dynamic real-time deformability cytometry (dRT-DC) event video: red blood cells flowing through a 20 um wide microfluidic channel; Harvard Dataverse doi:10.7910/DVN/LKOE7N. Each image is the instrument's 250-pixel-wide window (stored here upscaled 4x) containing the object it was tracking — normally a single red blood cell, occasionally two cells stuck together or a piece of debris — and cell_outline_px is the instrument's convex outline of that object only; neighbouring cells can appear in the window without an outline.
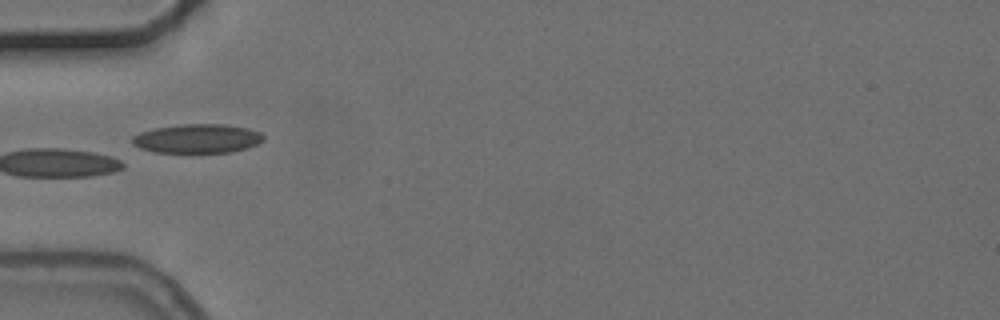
{"species": "common noctule bat (a hibernating species)", "species_latin": "Nyctalus noctula", "temperature_condition": "cold", "stored_images_in_passage": 8, "camera_frame_rate_fps": 3000, "um_per_image_px": 0.085, "animal": {"sex": "female", "body_mass_g": 24.6, "forearm_length_mm": 56.2}, "frame": {"image": 1, "passage_image": 4, "time_ms": 4.667, "image_size_px": [1000, 320], "cell_outline_px": [[264, 140], [260, 144], [248, 148], [232, 152], [192, 156], [188, 156], [152, 152], [140, 148], [132, 144], [132, 136], [140, 132], [156, 128], [180, 124], [224, 124], [248, 128], [260, 132], [264, 136]], "centroid_in_image_um": [16.78, 11.84], "position_along_channel_um": 68.2, "area_um2": 23.58}}
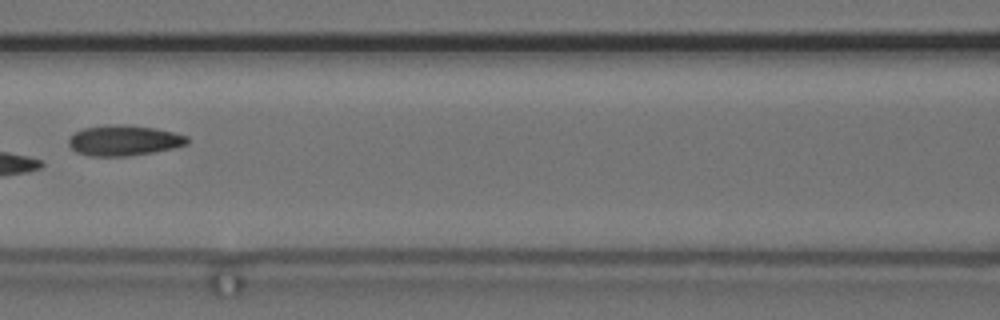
{"frame": {"image": 2, "passage_image": 6, "time_ms": 7.0, "image_size_px": [1000, 320], "cell_outline_px": [[188, 144], [172, 148], [152, 152], [128, 156], [88, 156], [76, 152], [68, 144], [68, 140], [76, 132], [84, 128], [104, 124], [120, 124], [156, 128], [188, 136]], "centroid_in_image_um": [10.52, 11.93], "position_along_channel_um": 156.1, "area_um2": 21.04}}
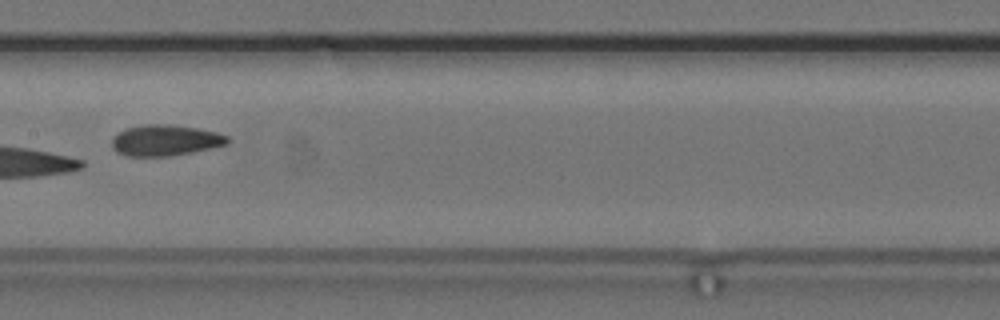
{"frame": {"image": 3, "passage_image": 7, "time_ms": 8.0, "image_size_px": [1000, 320], "cell_outline_px": [[228, 144], [192, 152], [168, 156], [128, 156], [116, 152], [112, 148], [112, 136], [124, 128], [144, 124], [164, 124], [196, 128], [216, 132], [228, 136]], "centroid_in_image_um": [13.99, 11.92], "position_along_channel_um": 193.4, "area_um2": 20.87}}